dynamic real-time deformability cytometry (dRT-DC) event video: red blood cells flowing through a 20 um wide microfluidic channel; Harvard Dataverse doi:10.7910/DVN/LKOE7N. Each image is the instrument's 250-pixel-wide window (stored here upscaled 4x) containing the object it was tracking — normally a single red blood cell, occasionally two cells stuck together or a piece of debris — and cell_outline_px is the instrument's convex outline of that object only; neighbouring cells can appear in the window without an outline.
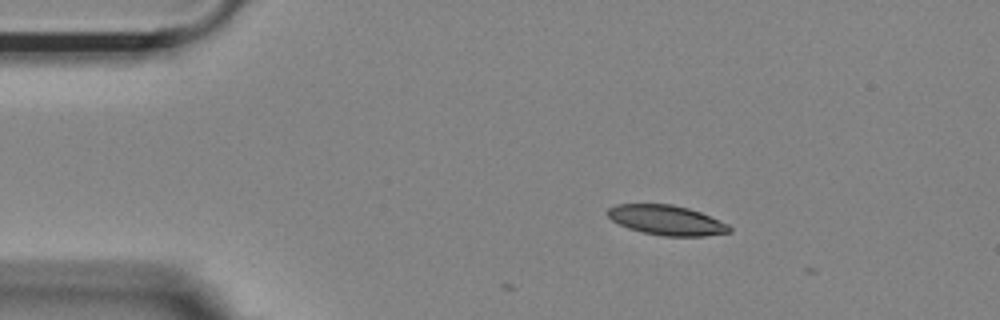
{"species": "Egyptian fruit bat (a non-hibernating species)", "species_latin": "Rousettus aegyptiacus", "temperature_condition": "room temperature", "stored_images_in_passage": 5, "camera_frame_rate_fps": 3000, "um_per_image_px": 0.085, "animal": {"sex": "female"}, "frame": {"image": 1, "passage_image": 1, "time_ms": 0.0, "image_size_px": [1000, 320], "cell_outline_px": [[732, 232], [704, 236], [664, 236], [644, 232], [628, 228], [612, 220], [608, 216], [608, 208], [616, 204], [672, 204], [688, 208], [700, 212], [728, 224], [732, 228]], "centroid_in_image_um": [56.68, 18.71], "position_along_channel_um": 28.3, "area_um2": 21.04}}